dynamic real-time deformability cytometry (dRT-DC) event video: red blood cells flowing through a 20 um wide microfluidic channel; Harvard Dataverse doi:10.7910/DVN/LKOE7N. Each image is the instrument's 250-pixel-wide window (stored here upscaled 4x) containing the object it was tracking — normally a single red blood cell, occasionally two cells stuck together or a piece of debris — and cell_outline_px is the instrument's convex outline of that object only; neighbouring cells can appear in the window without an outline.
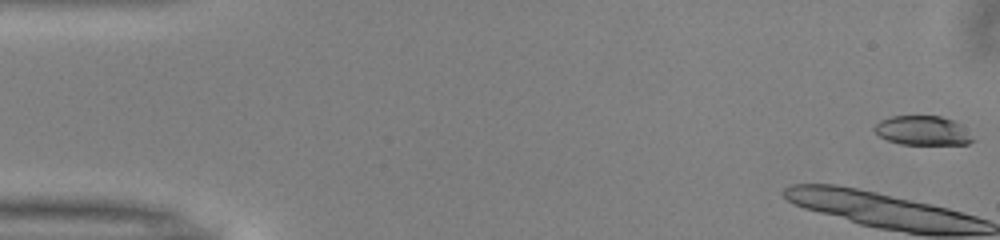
{"species": "common noctule bat (a hibernating species)", "species_latin": "Nyctalus noctula", "temperature_condition": "warm", "stored_images_in_passage": 20, "camera_frame_rate_fps": 3000, "um_per_image_px": 0.085, "animal": {"sex": "male", "body_mass_g": 13.0, "forearm_length_mm": 53.1}, "frame": {"image": 1, "passage_image": 1, "time_ms": 0.0, "image_size_px": [1000, 240], "cell_outline_px": [[976, 140], [968, 144], [900, 144], [888, 140], [880, 136], [872, 128], [880, 120], [892, 116], [940, 116], [952, 120], [960, 124]], "centroid_in_image_um": [78.43, 11.1], "position_along_channel_um": 6.6, "area_um2": 16.7}}